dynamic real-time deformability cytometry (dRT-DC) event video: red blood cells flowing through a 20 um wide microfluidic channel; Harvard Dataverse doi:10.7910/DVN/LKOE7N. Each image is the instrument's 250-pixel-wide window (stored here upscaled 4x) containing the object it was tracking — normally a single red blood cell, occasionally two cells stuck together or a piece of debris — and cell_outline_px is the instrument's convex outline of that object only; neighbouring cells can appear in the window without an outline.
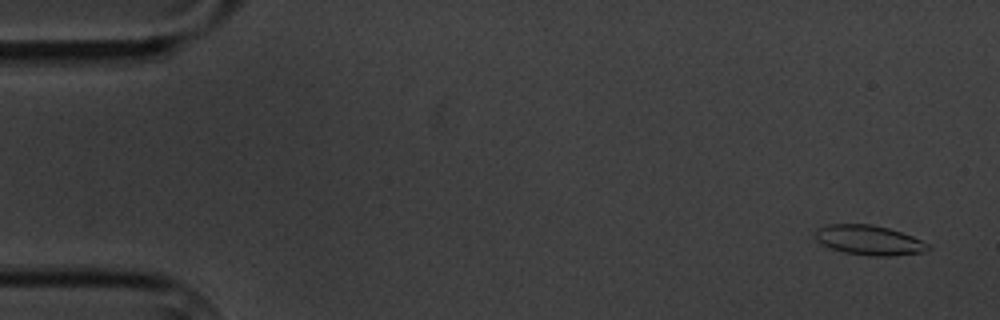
{"species": "common noctule bat (a hibernating species)", "species_latin": "Nyctalus noctula", "temperature_condition": "cold", "stored_images_in_passage": 4, "camera_frame_rate_fps": 3000, "um_per_image_px": 0.085, "animal": {"sex": "male", "body_mass_g": 20.1, "forearm_length_mm": 53.5}, "frame": {"image": 1, "passage_image": 1, "time_ms": 0.0, "image_size_px": [1000, 320], "cell_outline_px": [[932, 248], [924, 252], [892, 256], [868, 256], [844, 252], [820, 244], [816, 240], [816, 232], [820, 228], [828, 224], [872, 224], [888, 228], [912, 236], [928, 244]], "centroid_in_image_um": [73.88, 20.42], "position_along_channel_um": 11.1, "area_um2": 19.48}}